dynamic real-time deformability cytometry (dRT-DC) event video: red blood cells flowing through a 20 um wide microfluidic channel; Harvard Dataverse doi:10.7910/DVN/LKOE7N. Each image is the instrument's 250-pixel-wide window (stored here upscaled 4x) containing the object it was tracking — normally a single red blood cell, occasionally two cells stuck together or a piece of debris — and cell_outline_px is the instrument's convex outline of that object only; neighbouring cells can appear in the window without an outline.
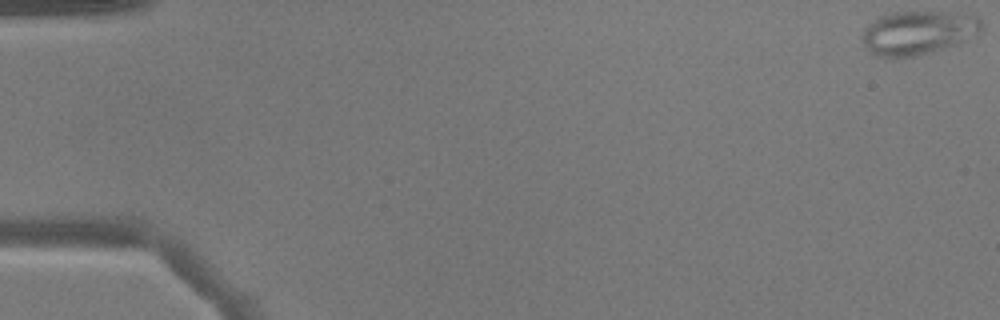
{"species": "common noctule bat (a hibernating species)", "species_latin": "Nyctalus noctula", "temperature_condition": "warm", "stored_images_in_passage": 51, "segment_of_instrument_passage": [1, 2], "camera_frame_rate_fps": 3000, "um_per_image_px": 0.085, "animal": {"sex": "male", "body_mass_g": 17.9}, "frame": {"image": 1, "passage_image": 1, "time_ms": 0.0, "image_size_px": [1000, 320], "cell_outline_px": [[984, 28], [980, 32], [956, 44], [920, 56], [892, 60], [876, 56], [864, 44], [860, 36], [864, 28], [868, 24], [880, 16], [892, 12], [956, 12], [980, 16], [984, 24]], "centroid_in_image_um": [78.04, 2.79], "position_along_channel_um": 7.0, "area_um2": 31.21}}